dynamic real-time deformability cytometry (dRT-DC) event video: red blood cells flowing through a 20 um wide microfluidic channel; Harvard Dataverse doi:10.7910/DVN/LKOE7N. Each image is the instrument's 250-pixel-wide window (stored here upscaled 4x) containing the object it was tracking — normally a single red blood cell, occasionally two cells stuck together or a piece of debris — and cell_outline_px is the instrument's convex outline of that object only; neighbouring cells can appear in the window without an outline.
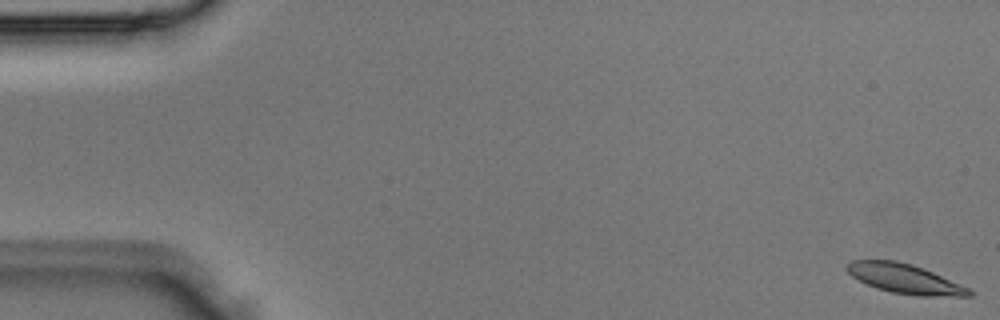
{"species": "Egyptian fruit bat (a non-hibernating species)", "species_latin": "Rousettus aegyptiacus", "temperature_condition": "room temperature", "stored_images_in_passage": 3, "segment_of_instrument_passage": [2, 2], "camera_frame_rate_fps": 3000, "um_per_image_px": 0.085, "animal": {"sex": "male"}, "frame": {"image": 1, "passage_image": 3, "time_ms": 0.667, "image_size_px": [1000, 320], "cell_outline_px": [[972, 296], [920, 296], [892, 292], [876, 288], [852, 276], [844, 268], [844, 264], [852, 260], [896, 260], [912, 264], [932, 272], [960, 284], [968, 288], [972, 292]], "centroid_in_image_um": [76.86, 23.68], "position_along_channel_um": 8.1, "area_um2": 20.87}}